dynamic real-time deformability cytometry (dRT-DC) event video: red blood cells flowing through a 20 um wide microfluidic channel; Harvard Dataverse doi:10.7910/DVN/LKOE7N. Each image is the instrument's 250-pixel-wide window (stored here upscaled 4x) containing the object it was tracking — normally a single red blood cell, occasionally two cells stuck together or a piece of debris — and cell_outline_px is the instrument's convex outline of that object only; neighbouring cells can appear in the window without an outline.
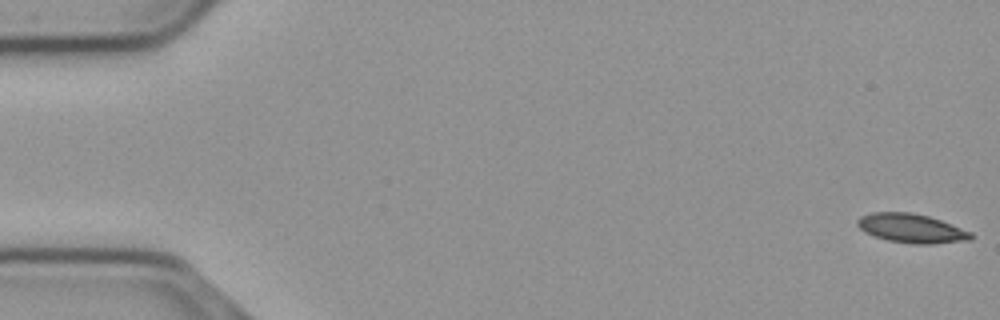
{"species": "common noctule bat (a hibernating species)", "species_latin": "Nyctalus noctula", "temperature_condition": "cold", "stored_images_in_passage": 12, "camera_frame_rate_fps": 3000, "um_per_image_px": 0.085, "animal": {"sex": "male", "body_mass_g": 23.1, "forearm_length_mm": 52.7}, "frame": {"image": 1, "passage_image": 1, "time_ms": 0.0, "image_size_px": [1000, 320], "cell_outline_px": [[976, 236], [972, 240], [932, 244], [912, 244], [888, 240], [864, 232], [856, 224], [856, 220], [860, 216], [872, 212], [912, 212], [928, 216], [940, 220], [972, 232]], "centroid_in_image_um": [77.49, 19.41], "position_along_channel_um": 7.5, "area_um2": 19.36}}